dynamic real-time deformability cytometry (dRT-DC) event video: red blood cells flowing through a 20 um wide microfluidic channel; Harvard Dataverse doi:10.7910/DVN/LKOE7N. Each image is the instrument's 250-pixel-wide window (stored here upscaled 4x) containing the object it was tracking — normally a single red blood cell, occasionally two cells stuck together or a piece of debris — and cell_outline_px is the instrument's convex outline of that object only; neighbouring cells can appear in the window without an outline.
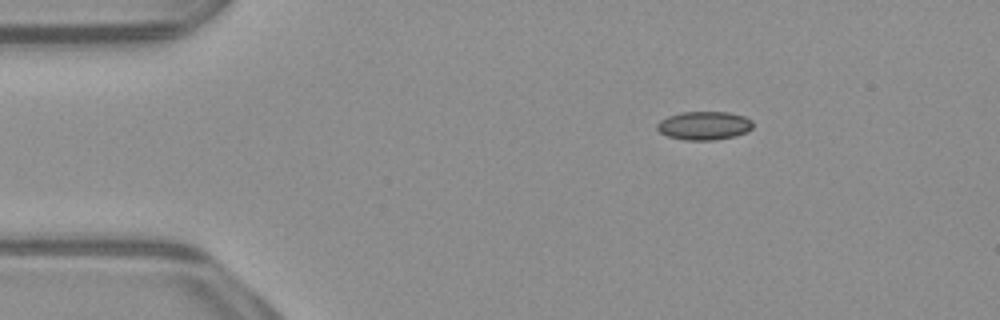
{"species": "common noctule bat (a hibernating species)", "species_latin": "Nyctalus noctula", "temperature_condition": "warm", "stored_images_in_passage": 45, "camera_frame_rate_fps": 3000, "um_per_image_px": 0.085, "animal": {"sex": "male", "body_mass_g": 23.1, "forearm_length_mm": 52.7}, "frame": {"image": 1, "passage_image": 1, "time_ms": 0.0, "image_size_px": [1000, 320], "cell_outline_px": [[752, 128], [748, 132], [736, 136], [712, 140], [684, 140], [668, 136], [660, 132], [656, 128], [656, 124], [660, 120], [668, 116], [680, 112], [728, 112], [744, 116], [752, 120]], "centroid_in_image_um": [59.85, 10.67], "position_along_channel_um": 25.1, "area_um2": 16.01}}
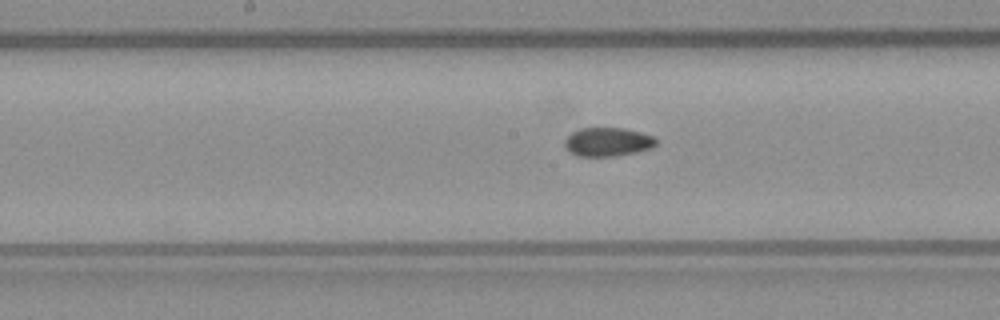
{"frame": {"image": 2, "passage_image": 19, "time_ms": 6.0, "image_size_px": [1000, 320], "cell_outline_px": [[656, 144], [652, 148], [636, 152], [616, 156], [576, 156], [564, 148], [564, 140], [572, 132], [580, 128], [624, 128], [656, 136]], "centroid_in_image_um": [51.65, 12.06], "position_along_channel_um": 196.6, "area_um2": 15.49}}
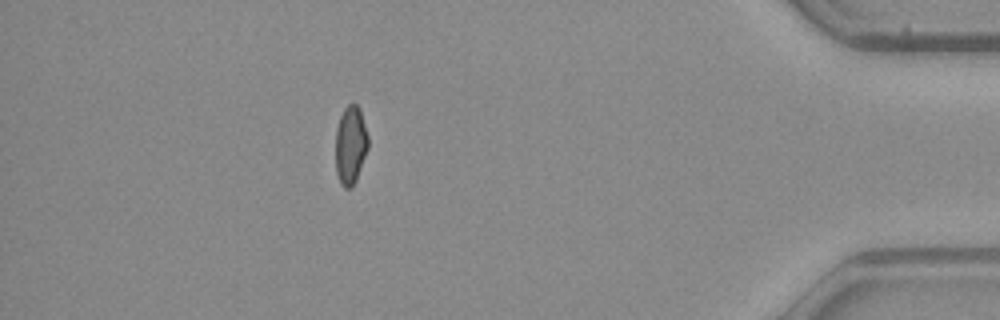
{"frame": {"image": 3, "passage_image": 39, "time_ms": 12.667, "image_size_px": [1000, 320], "cell_outline_px": [[368, 148], [356, 180], [352, 188], [344, 188], [340, 184], [336, 172], [336, 128], [340, 116], [344, 108], [348, 104], [356, 104], [360, 108], [368, 136]], "centroid_in_image_um": [29.79, 12.33], "position_along_channel_um": 405.4, "area_um2": 14.97}, "authors_computed_cell_mechanics": {"area_um2": 15.4326, "velocity_mm_per_s": 3.9399, "shape_relaxation_time_tau1_ms": null, "shape_relaxation_time_tau2_ms": 2.3819, "deformation_change_tau1": null, "deformation_change_tau2": 0.0534}}